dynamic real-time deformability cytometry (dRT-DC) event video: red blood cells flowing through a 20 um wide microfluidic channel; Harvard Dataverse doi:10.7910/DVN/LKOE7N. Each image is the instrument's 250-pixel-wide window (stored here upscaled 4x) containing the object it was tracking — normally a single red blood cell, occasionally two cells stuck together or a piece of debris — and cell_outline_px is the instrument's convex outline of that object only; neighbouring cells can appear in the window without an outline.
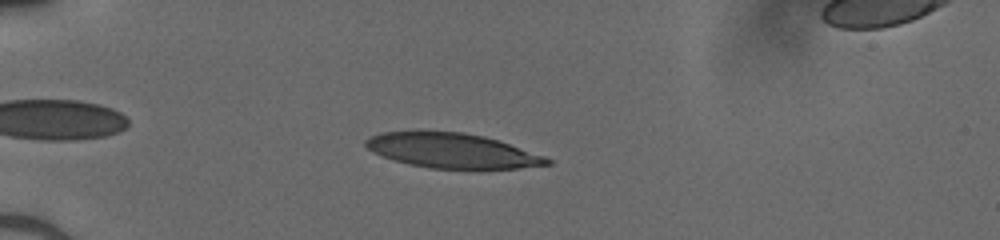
{"species": "human", "species_latin": "Homo sapiens", "temperature_condition": "cold", "stored_images_in_passage": 39, "camera_frame_rate_fps": 3000, "um_per_image_px": 0.085, "donor": {"sex": "male"}, "frame": {"image": 1, "passage_image": 7, "time_ms": 2.0, "image_size_px": [1000, 240], "cell_outline_px": [[552, 164], [520, 168], [428, 168], [408, 164], [372, 152], [364, 144], [364, 140], [368, 136], [380, 132], [464, 132], [484, 136], [544, 156], [552, 160]], "centroid_in_image_um": [38.39, 12.81], "position_along_channel_um": 46.6, "area_um2": 36.18}}
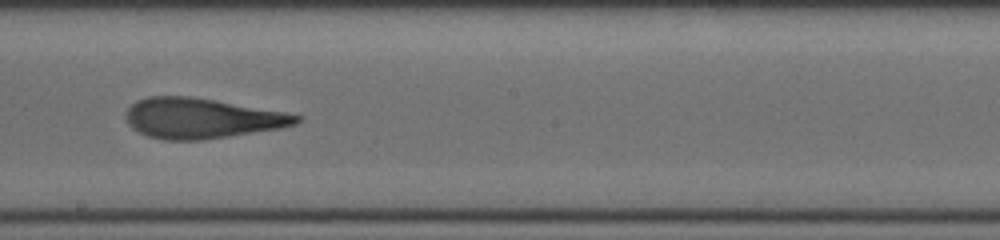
{"frame": {"image": 2, "passage_image": 23, "time_ms": 7.333, "image_size_px": [1000, 240], "cell_outline_px": [[304, 116], [296, 124], [280, 128], [200, 140], [164, 140], [148, 136], [132, 128], [128, 124], [124, 116], [124, 112], [136, 100], [148, 96], [188, 96], [288, 112]], "centroid_in_image_um": [17.11, 10.04], "position_along_channel_um": 231.1, "area_um2": 39.94}}
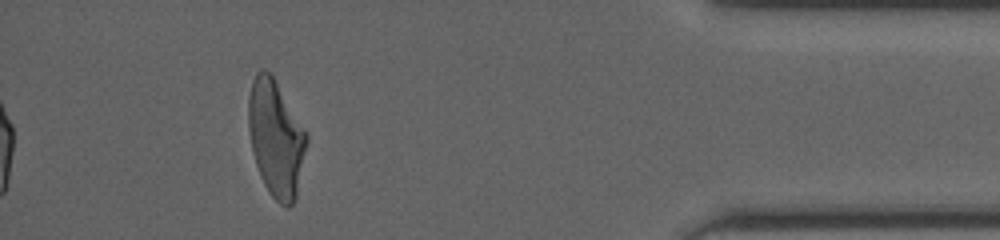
{"frame": {"image": 3, "passage_image": 39, "time_ms": 12.667, "image_size_px": [1000, 240], "cell_outline_px": [[308, 140], [296, 196], [292, 204], [288, 208], [280, 204], [268, 192], [260, 176], [252, 152], [248, 128], [248, 96], [252, 80], [256, 72], [260, 68], [264, 68], [272, 72], [308, 132]], "centroid_in_image_um": [23.45, 11.68], "position_along_channel_um": 411.8, "area_um2": 40.23}}